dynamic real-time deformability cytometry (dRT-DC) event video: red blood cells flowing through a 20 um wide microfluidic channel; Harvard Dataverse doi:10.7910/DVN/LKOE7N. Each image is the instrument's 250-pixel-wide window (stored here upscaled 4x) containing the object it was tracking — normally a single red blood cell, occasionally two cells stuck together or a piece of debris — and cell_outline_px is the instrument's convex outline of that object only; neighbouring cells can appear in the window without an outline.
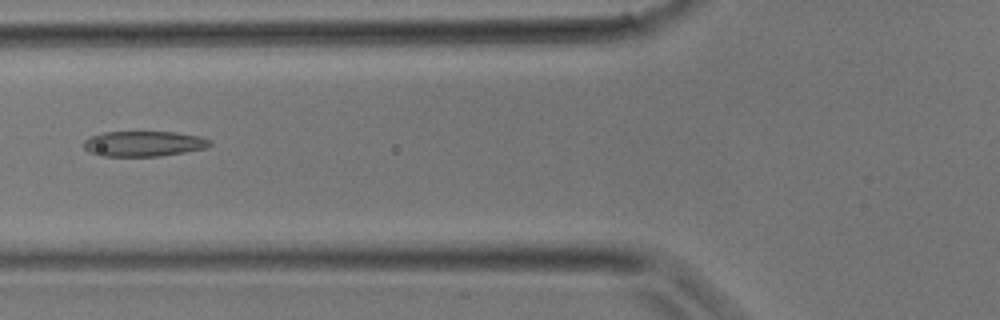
{"species": "common noctule bat (a hibernating species)", "species_latin": "Nyctalus noctula", "temperature_condition": "room temperature", "stored_images_in_passage": 24, "camera_frame_rate_fps": 3000, "um_per_image_px": 0.085, "animal": {"sex": "male", "body_mass_g": 17.9}, "frame": {"image": 1, "passage_image": 4, "time_ms": 1.0, "image_size_px": [1000, 320], "cell_outline_px": [[212, 144], [204, 148], [184, 152], [160, 156], [104, 156], [88, 152], [84, 148], [84, 140], [92, 136], [104, 132], [176, 132], [200, 136], [212, 140]], "centroid_in_image_um": [12.22, 12.21], "position_along_channel_um": 113.6, "area_um2": 18.61}}
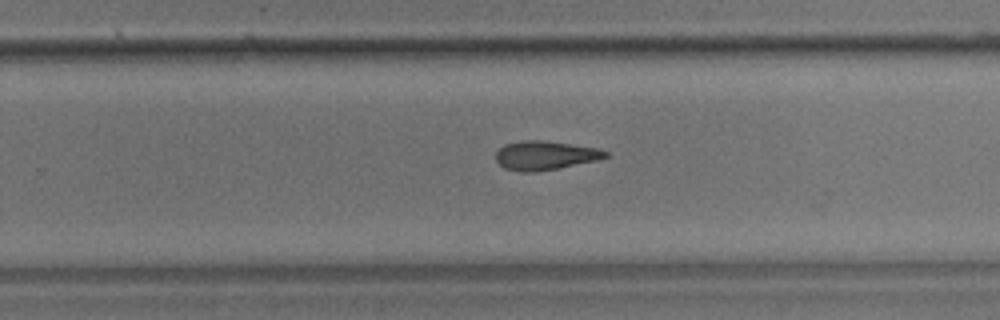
{"frame": {"image": 2, "passage_image": 13, "time_ms": 4.0, "image_size_px": [1000, 320], "cell_outline_px": [[608, 156], [596, 160], [536, 172], [520, 172], [504, 168], [496, 160], [496, 152], [504, 144], [524, 140], [544, 140], [600, 148], [608, 152]], "centroid_in_image_um": [46.32, 13.2], "position_along_channel_um": 283.5, "area_um2": 18.44}}
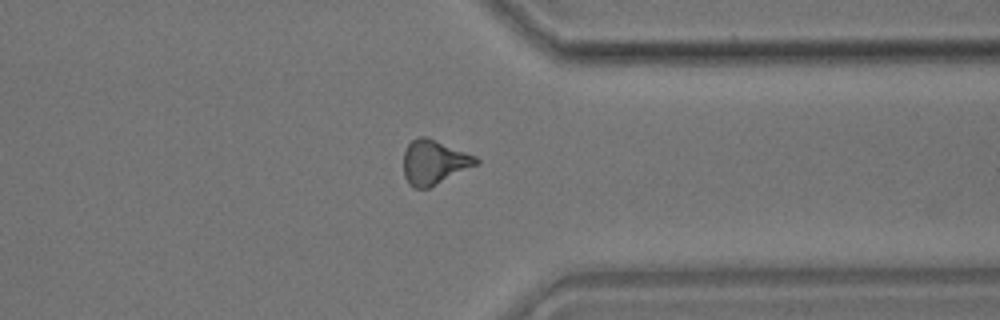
{"frame": {"image": 3, "passage_image": 18, "time_ms": 5.667, "image_size_px": [1000, 320], "cell_outline_px": [[480, 164], [428, 188], [416, 188], [408, 184], [404, 176], [404, 152], [408, 144], [412, 140], [420, 136], [428, 136], [476, 156], [480, 160]], "centroid_in_image_um": [36.92, 13.78], "position_along_channel_um": 374.5, "area_um2": 18.96}}